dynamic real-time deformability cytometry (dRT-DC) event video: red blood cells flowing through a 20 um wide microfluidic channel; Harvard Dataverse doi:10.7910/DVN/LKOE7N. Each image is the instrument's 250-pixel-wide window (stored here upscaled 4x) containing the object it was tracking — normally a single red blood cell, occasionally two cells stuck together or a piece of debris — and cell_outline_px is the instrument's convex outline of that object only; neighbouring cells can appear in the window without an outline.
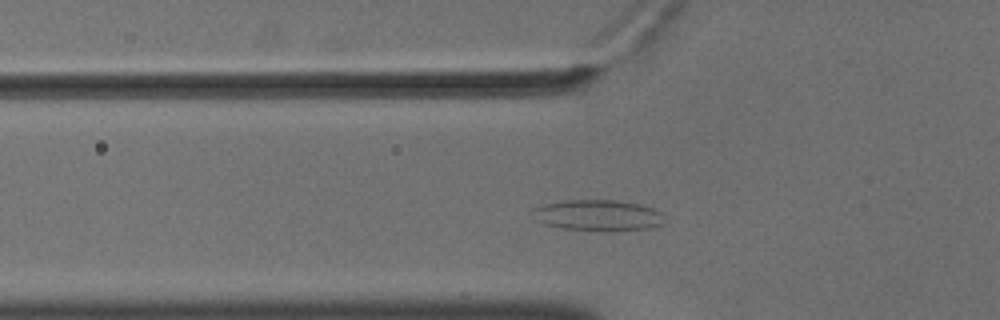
{"species": "common noctule bat (a hibernating species)", "species_latin": "Nyctalus noctula", "temperature_condition": "cold", "stored_images_in_passage": 50, "camera_frame_rate_fps": 3000, "um_per_image_px": 0.085, "animal": {"sex": "male", "body_mass_g": 18.8}, "frame": {"image": 1, "passage_image": 13, "time_ms": 4.0, "image_size_px": [1000, 320], "cell_outline_px": [[664, 224], [648, 228], [564, 228], [544, 224], [536, 220], [532, 208], [544, 204], [568, 200], [612, 200], [640, 204], [652, 208], [660, 212]], "centroid_in_image_um": [50.78, 18.25], "position_along_channel_um": 75.0, "area_um2": 22.54}}
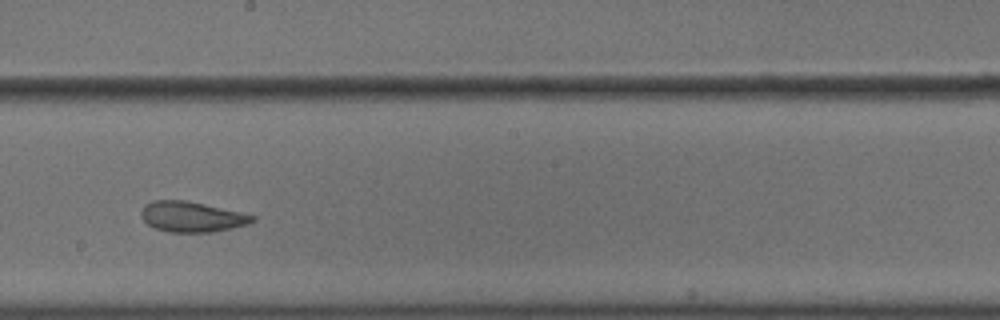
{"frame": {"image": 2, "passage_image": 26, "time_ms": 8.333, "image_size_px": [1000, 320], "cell_outline_px": [[256, 220], [248, 224], [212, 232], [168, 232], [156, 228], [148, 224], [140, 216], [140, 212], [144, 204], [152, 200], [184, 200], [204, 204], [240, 212], [256, 216]], "centroid_in_image_um": [16.27, 18.42], "position_along_channel_um": 231.9, "area_um2": 19.65}}
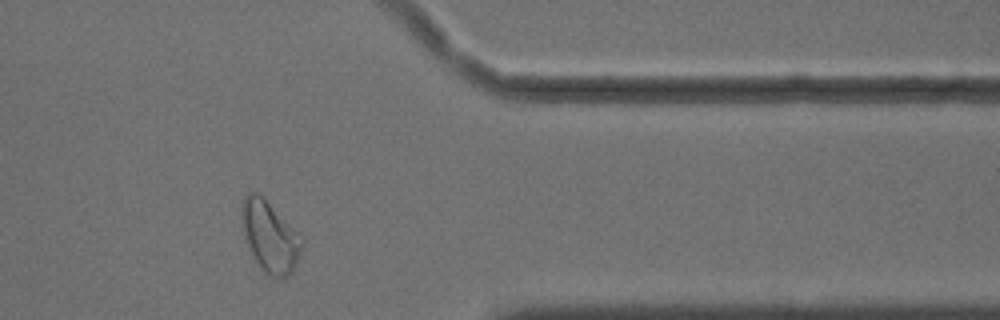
{"frame": {"image": 3, "passage_image": 40, "time_ms": 13.0, "image_size_px": [1000, 320], "cell_outline_px": [[304, 244], [292, 272], [288, 276], [276, 280], [268, 276], [264, 272], [256, 260], [244, 240], [244, 196], [248, 192], [256, 192], [304, 236]], "centroid_in_image_um": [23.01, 20.19], "position_along_channel_um": 388.4, "area_um2": 24.51}, "authors_computed_cell_mechanics": {"area_um2": 22.5709, "velocity_mm_per_s": 3.6014, "shape_relaxation_time_tau1_ms": null, "shape_relaxation_time_tau2_ms": 1.9544, "deformation_change_tau1": null, "deformation_change_tau2": 0.0806}}